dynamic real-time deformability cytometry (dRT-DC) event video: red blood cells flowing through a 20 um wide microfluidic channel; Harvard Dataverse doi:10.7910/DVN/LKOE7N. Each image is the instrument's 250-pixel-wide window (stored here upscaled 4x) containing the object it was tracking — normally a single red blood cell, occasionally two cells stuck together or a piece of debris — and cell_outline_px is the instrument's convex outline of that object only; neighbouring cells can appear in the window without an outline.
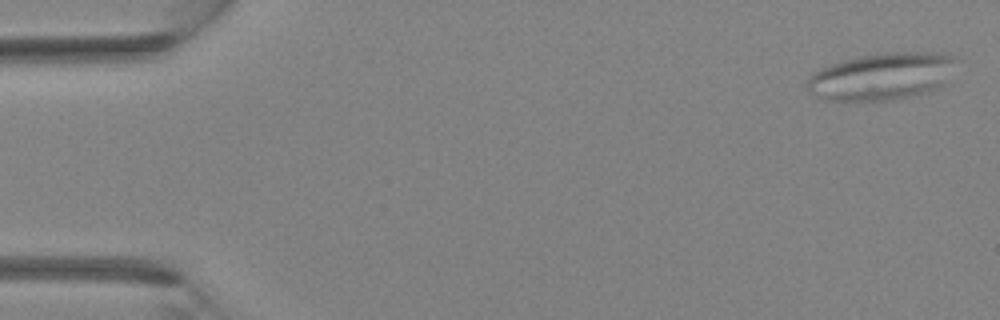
{"species": "Egyptian fruit bat (a non-hibernating species)", "species_latin": "Rousettus aegyptiacus", "temperature_condition": "room temperature", "stored_images_in_passage": 3, "camera_frame_rate_fps": 3000, "um_per_image_px": 0.085, "animal": {"sex": "female"}, "frame": {"image": 1, "passage_image": 1, "time_ms": 0.0, "image_size_px": [1000, 320], "cell_outline_px": [[952, 60], [944, 84], [928, 92], [888, 100], [820, 100], [808, 92], [808, 76], [812, 72], [820, 68], [844, 60], [860, 56], [884, 52], [940, 52], [952, 56]], "centroid_in_image_um": [74.84, 6.49], "position_along_channel_um": 10.2, "area_um2": 40.46}}